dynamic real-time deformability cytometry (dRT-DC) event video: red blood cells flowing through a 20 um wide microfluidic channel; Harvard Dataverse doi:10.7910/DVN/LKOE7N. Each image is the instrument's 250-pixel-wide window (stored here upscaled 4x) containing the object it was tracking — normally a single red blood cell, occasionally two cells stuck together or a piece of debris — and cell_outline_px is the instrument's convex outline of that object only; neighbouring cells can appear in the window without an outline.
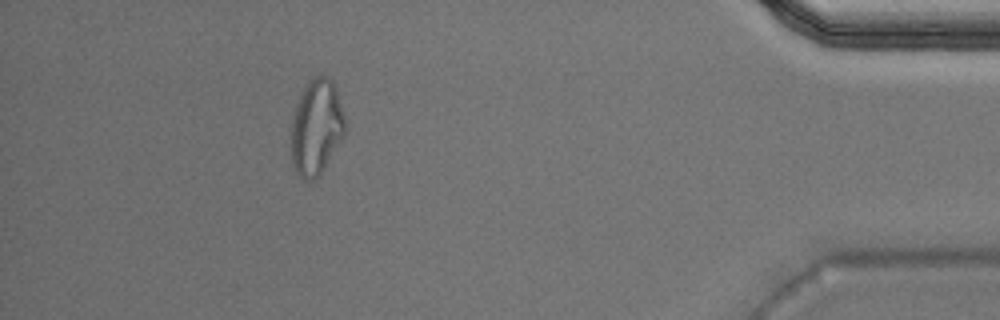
{"species": "Egyptian fruit bat (a non-hibernating species)", "species_latin": "Rousettus aegyptiacus", "temperature_condition": "warm", "stored_images_in_passage": 35, "camera_frame_rate_fps": 3000, "um_per_image_px": 0.085, "animal": {"sex": "male"}, "frame": {"image": 1, "passage_image": 30, "time_ms": 9.667, "image_size_px": [1000, 320], "cell_outline_px": [[344, 136], [320, 176], [312, 180], [304, 180], [296, 172], [292, 164], [292, 120], [300, 96], [304, 88], [316, 76], [328, 76], [332, 80], [336, 88], [344, 116]], "centroid_in_image_um": [26.9, 10.86], "position_along_channel_um": 408.3, "area_um2": 29.59}}